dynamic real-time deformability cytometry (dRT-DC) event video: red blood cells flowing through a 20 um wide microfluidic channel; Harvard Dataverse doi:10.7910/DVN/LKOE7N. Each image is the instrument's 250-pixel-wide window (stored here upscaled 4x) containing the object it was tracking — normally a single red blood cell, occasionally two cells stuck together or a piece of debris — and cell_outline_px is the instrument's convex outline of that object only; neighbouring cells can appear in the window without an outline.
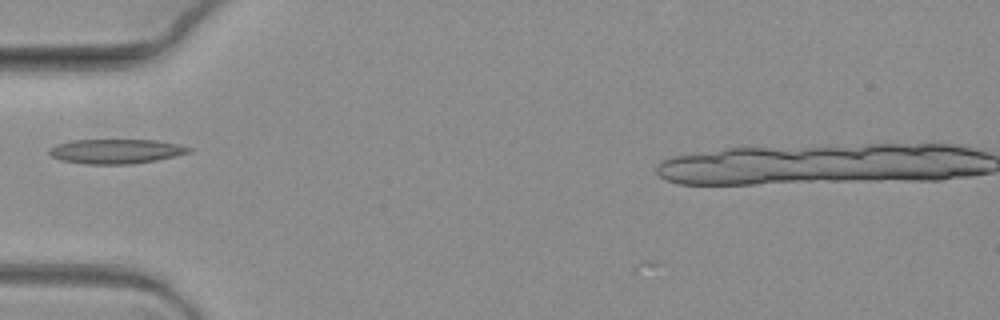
{"species": "common noctule bat (a hibernating species)", "species_latin": "Nyctalus noctula", "temperature_condition": "warm", "stored_images_in_passage": 5, "camera_frame_rate_fps": 3000, "um_per_image_px": 0.085, "animal": {"sex": "female", "body_mass_g": 19.3, "forearm_length_mm": 54.1}, "frame": {"image": 1, "passage_image": 1, "time_ms": 0.0, "image_size_px": [1000, 320], "cell_outline_px": [[192, 152], [156, 160], [132, 164], [84, 164], [60, 160], [52, 156], [48, 152], [48, 148], [56, 144], [72, 140], [156, 140], [176, 144], [192, 148]], "centroid_in_image_um": [9.82, 12.86], "position_along_channel_um": 75.2, "area_um2": 20.0}}
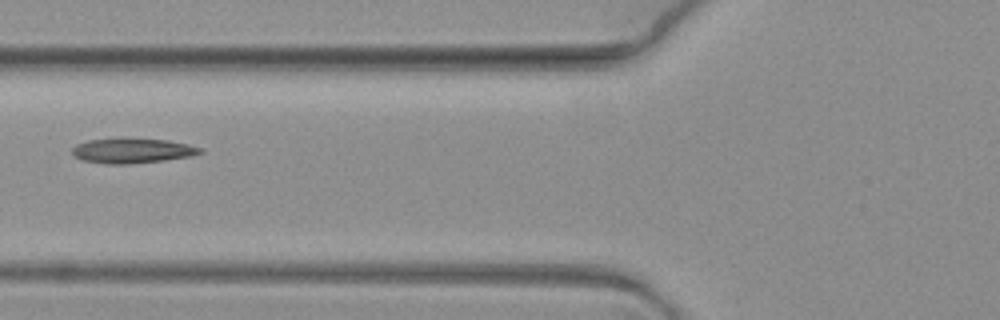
{"frame": {"image": 2, "passage_image": 2, "time_ms": 0.333, "image_size_px": [1000, 320], "cell_outline_px": [[204, 152], [192, 156], [164, 160], [128, 164], [108, 164], [84, 160], [76, 156], [72, 152], [72, 148], [76, 144], [88, 140], [120, 136], [124, 136], [168, 140], [188, 144], [204, 148]], "centroid_in_image_um": [11.28, 12.77], "position_along_channel_um": 114.5, "area_um2": 19.19}}
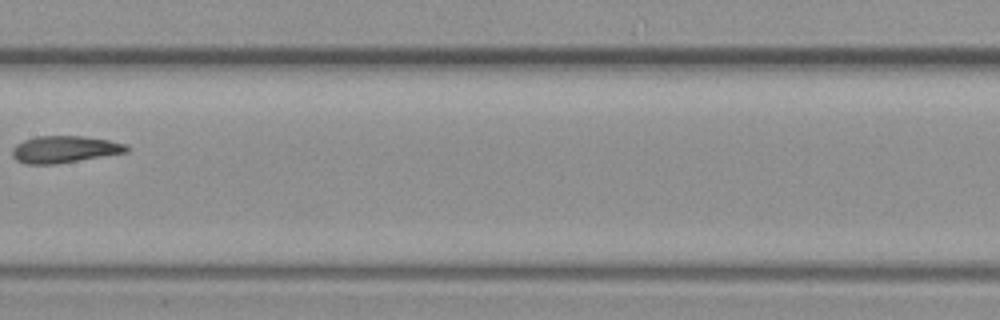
{"frame": {"image": 3, "passage_image": 4, "time_ms": 1.0, "image_size_px": [1000, 320], "cell_outline_px": [[128, 152], [56, 164], [24, 164], [16, 160], [12, 156], [12, 148], [16, 144], [24, 140], [36, 136], [84, 136], [108, 140], [128, 144]], "centroid_in_image_um": [5.47, 12.69], "position_along_channel_um": 201.9, "area_um2": 18.03}}